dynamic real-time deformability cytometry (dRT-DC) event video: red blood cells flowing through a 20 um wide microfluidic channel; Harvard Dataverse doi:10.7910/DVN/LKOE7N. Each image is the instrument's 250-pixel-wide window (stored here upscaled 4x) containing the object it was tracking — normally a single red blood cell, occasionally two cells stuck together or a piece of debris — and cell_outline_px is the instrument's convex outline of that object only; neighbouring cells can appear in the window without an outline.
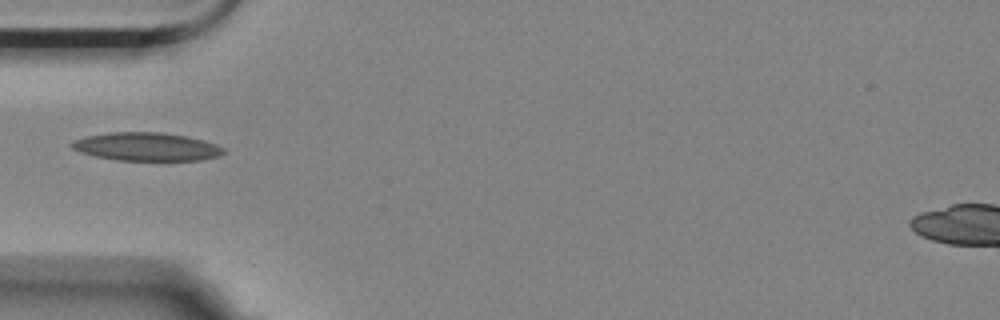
{"species": "Egyptian fruit bat (a non-hibernating species)", "species_latin": "Rousettus aegyptiacus", "temperature_condition": "room temperature", "stored_images_in_passage": 1, "camera_frame_rate_fps": 3000, "um_per_image_px": 0.085, "animal": {"sex": "female"}, "frame": {"image": 1, "passage_image": 1, "time_ms": 0.0, "image_size_px": [1000, 320], "cell_outline_px": [[228, 152], [220, 156], [204, 160], [116, 160], [96, 156], [80, 152], [72, 148], [68, 144], [72, 140], [88, 136], [108, 132], [160, 132], [184, 136], [204, 140], [216, 144], [224, 148]], "centroid_in_image_um": [12.47, 12.47], "position_along_channel_um": 72.5, "area_um2": 25.14}}